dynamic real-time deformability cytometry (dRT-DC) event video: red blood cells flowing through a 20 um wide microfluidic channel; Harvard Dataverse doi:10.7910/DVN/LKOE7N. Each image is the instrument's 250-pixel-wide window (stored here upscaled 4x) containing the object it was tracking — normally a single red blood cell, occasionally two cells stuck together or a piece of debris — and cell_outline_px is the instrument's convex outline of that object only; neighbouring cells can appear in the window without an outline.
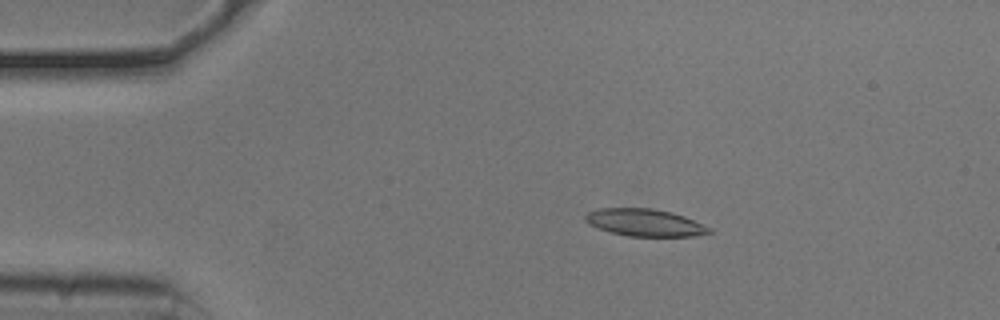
{"species": "common noctule bat (a hibernating species)", "species_latin": "Nyctalus noctula", "temperature_condition": "cold", "stored_images_in_passage": 53, "camera_frame_rate_fps": 3000, "um_per_image_px": 0.085, "animal": {"sex": "male", "body_mass_g": 20.5, "forearm_length_mm": 52.5}, "frame": {"image": 1, "passage_image": 10, "time_ms": 3.0, "image_size_px": [1000, 320], "cell_outline_px": [[712, 232], [692, 236], [628, 236], [612, 232], [588, 224], [584, 220], [584, 216], [588, 212], [600, 208], [652, 208], [672, 212], [684, 216], [712, 228]], "centroid_in_image_um": [54.81, 18.91], "position_along_channel_um": 30.2, "area_um2": 19.59}}
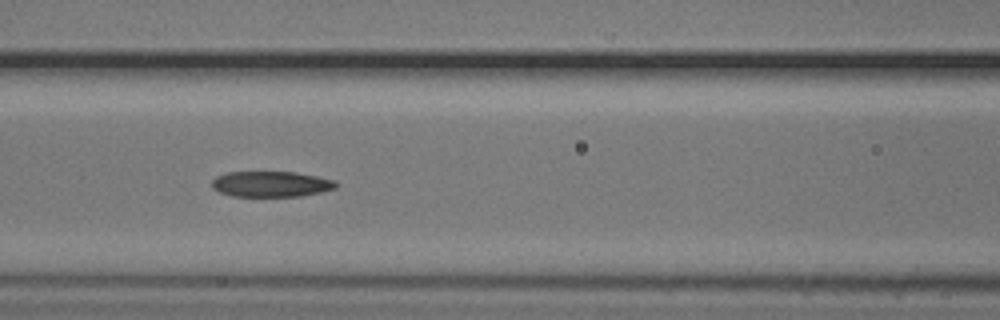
{"frame": {"image": 2, "passage_image": 23, "time_ms": 7.333, "image_size_px": [1000, 320], "cell_outline_px": [[340, 184], [336, 188], [320, 192], [300, 196], [232, 196], [220, 192], [212, 188], [212, 180], [216, 176], [228, 172], [296, 172], [336, 180]], "centroid_in_image_um": [23.06, 15.64], "position_along_channel_um": 143.5, "area_um2": 18.61}}
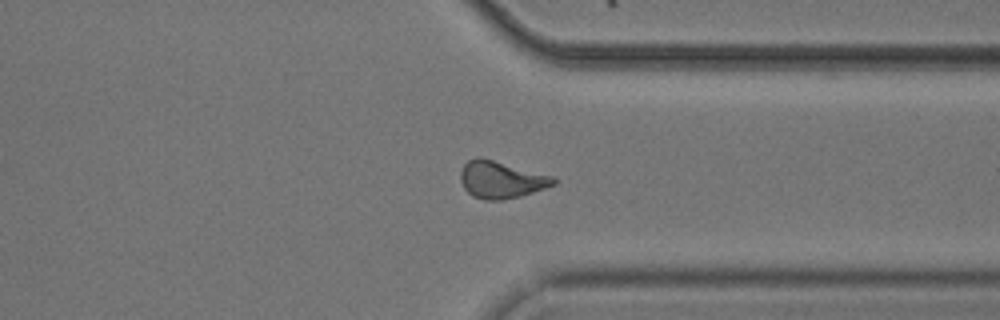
{"frame": {"image": 3, "passage_image": 41, "time_ms": 13.333, "image_size_px": [1000, 320], "cell_outline_px": [[556, 184], [520, 196], [500, 200], [484, 200], [472, 196], [464, 188], [460, 180], [460, 172], [464, 164], [468, 160], [476, 156], [480, 156], [552, 176], [556, 180]], "centroid_in_image_um": [42.55, 15.26], "position_along_channel_um": 368.9, "area_um2": 20.06}, "authors_computed_cell_mechanics": {"area_um2": 19.5942, "velocity_mm_per_s": 3.7706, "shape_relaxation_time_tau1_ms": 10.905, "shape_relaxation_time_tau2_ms": 3.4825, "deformation_change_tau1": 0.2552, "deformation_change_tau2": 0.1068}}